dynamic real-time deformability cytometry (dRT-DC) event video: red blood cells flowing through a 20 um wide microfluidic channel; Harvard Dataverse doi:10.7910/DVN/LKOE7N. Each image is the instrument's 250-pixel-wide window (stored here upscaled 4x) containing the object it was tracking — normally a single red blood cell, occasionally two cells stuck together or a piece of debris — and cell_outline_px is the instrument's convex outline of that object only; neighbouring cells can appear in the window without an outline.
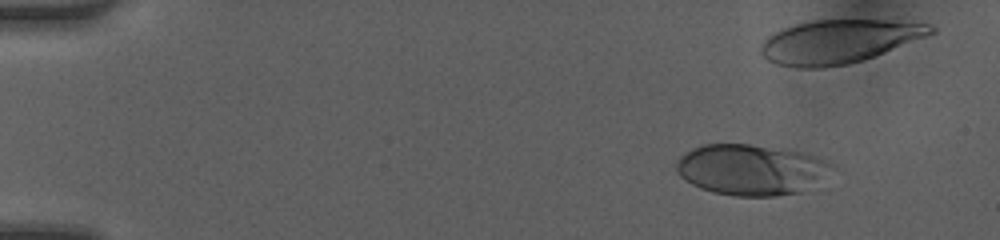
{"species": "human", "species_latin": "Homo sapiens", "temperature_condition": "room temperature", "stored_images_in_passage": 39, "camera_frame_rate_fps": 3000, "um_per_image_px": 0.085, "donor": {"sex": "female"}, "frame": {"image": 1, "passage_image": 5, "time_ms": 1.333, "image_size_px": [1000, 240], "cell_outline_px": [[828, 164], [800, 192], [776, 196], [736, 196], [712, 192], [700, 188], [692, 184], [680, 176], [676, 172], [676, 160], [680, 156], [692, 148], [704, 144], [748, 144], [788, 148], [816, 156], [824, 160]], "centroid_in_image_um": [63.63, 14.39], "position_along_channel_um": 21.4, "area_um2": 44.85}}
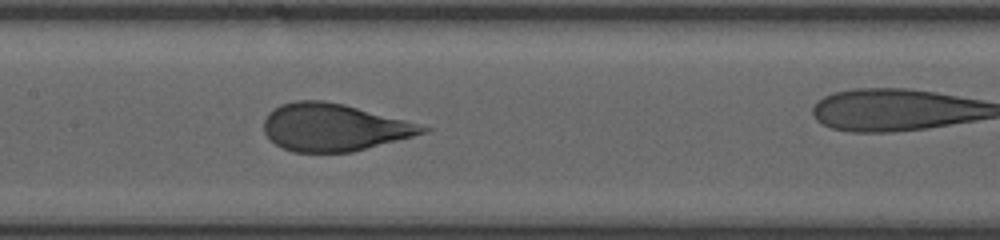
{"frame": {"image": 2, "passage_image": 24, "time_ms": 7.667, "image_size_px": [1000, 240], "cell_outline_px": [[432, 128], [428, 132], [352, 152], [292, 152], [276, 144], [264, 132], [264, 120], [268, 112], [280, 104], [296, 100], [324, 100], [344, 104], [404, 120]], "centroid_in_image_um": [28.35, 10.82], "position_along_channel_um": 179.1, "area_um2": 43.58}}
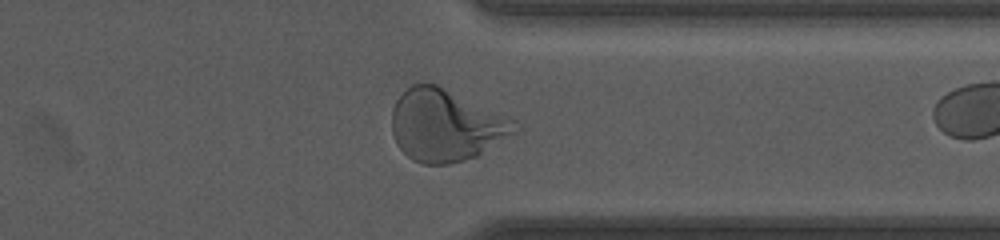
{"frame": {"image": 3, "passage_image": 38, "time_ms": 12.333, "image_size_px": [1000, 240], "cell_outline_px": [[524, 124], [516, 132], [476, 156], [464, 160], [448, 164], [424, 164], [412, 160], [396, 144], [392, 132], [392, 108], [396, 100], [412, 84], [436, 84], [516, 120]], "centroid_in_image_um": [37.9, 10.66], "position_along_channel_um": 373.5, "area_um2": 51.27}}